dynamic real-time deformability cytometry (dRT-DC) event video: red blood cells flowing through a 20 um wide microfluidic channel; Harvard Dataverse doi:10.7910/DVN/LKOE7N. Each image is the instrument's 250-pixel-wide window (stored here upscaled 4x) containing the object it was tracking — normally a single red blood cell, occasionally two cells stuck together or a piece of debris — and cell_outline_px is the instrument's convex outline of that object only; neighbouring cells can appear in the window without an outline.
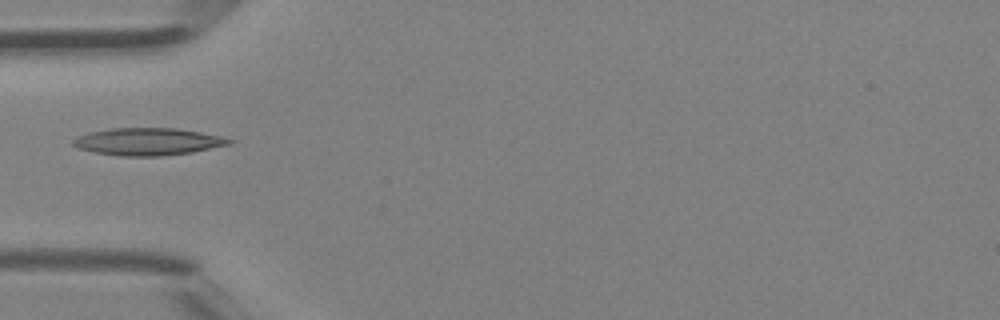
{"species": "Egyptian fruit bat (a non-hibernating species)", "species_latin": "Rousettus aegyptiacus", "temperature_condition": "room temperature", "stored_images_in_passage": 3, "camera_frame_rate_fps": 3000, "um_per_image_px": 0.085, "animal": {"sex": "female"}, "frame": {"image": 1, "passage_image": 3, "time_ms": 0.667, "image_size_px": [1000, 320], "cell_outline_px": [[232, 144], [192, 152], [160, 156], [120, 156], [96, 152], [80, 148], [72, 144], [72, 140], [76, 136], [92, 132], [112, 128], [176, 128], [200, 132], [220, 136], [232, 140]], "centroid_in_image_um": [12.58, 12.04], "position_along_channel_um": 72.4, "area_um2": 24.62}}